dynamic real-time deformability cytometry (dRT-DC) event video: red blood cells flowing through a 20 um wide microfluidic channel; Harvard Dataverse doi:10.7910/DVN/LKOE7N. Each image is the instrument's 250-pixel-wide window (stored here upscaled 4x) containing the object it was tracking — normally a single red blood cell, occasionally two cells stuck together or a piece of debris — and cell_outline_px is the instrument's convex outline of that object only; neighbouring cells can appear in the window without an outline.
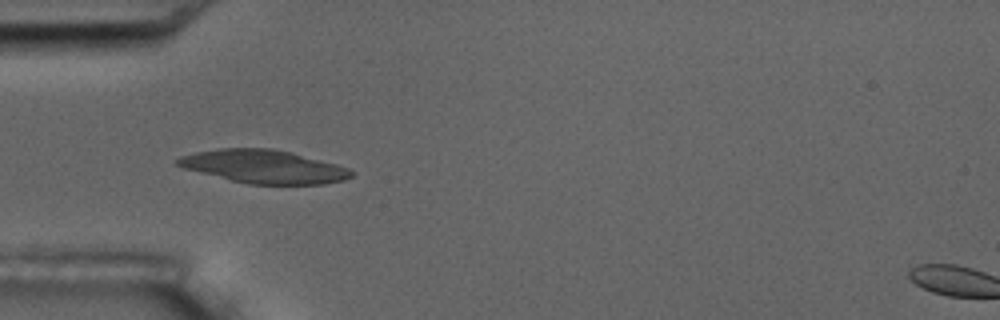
{"species": "common noctule bat (a hibernating species)", "species_latin": "Nyctalus noctula", "temperature_condition": "room temperature", "stored_images_in_passage": 7, "camera_frame_rate_fps": 3000, "um_per_image_px": 0.085, "animal": {"sex": "male", "body_mass_g": 17.5, "forearm_length_mm": 52.3}, "frame": {"image": 1, "passage_image": 6, "time_ms": 5.667, "image_size_px": [1000, 320], "cell_outline_px": [[352, 176], [344, 180], [324, 184], [248, 184], [184, 168], [176, 164], [176, 160], [180, 156], [196, 152], [220, 148], [272, 148], [336, 164], [348, 168], [352, 172]], "centroid_in_image_um": [22.41, 14.16], "position_along_channel_um": 62.6, "area_um2": 33.18}}